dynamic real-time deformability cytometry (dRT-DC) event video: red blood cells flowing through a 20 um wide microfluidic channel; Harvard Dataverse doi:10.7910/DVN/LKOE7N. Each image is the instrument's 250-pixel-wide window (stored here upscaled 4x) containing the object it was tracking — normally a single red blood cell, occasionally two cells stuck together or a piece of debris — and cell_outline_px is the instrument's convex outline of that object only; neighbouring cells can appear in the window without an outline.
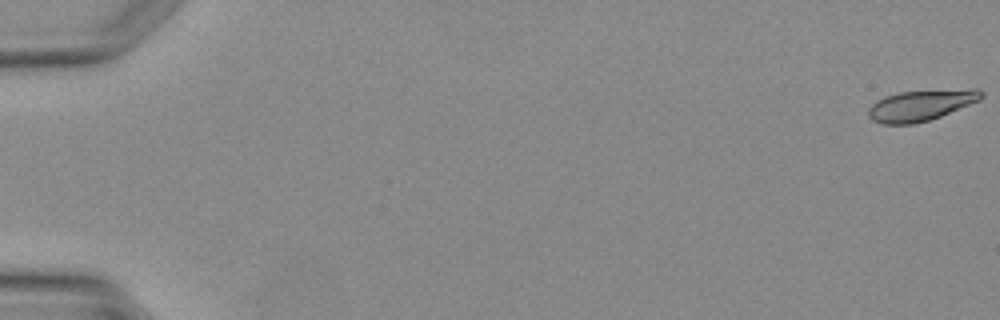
{"species": "Egyptian fruit bat (a non-hibernating species)", "species_latin": "Rousettus aegyptiacus", "temperature_condition": "warm", "stored_images_in_passage": 4, "camera_frame_rate_fps": 3000, "um_per_image_px": 0.085, "animal": {"sex": "female"}, "frame": {"image": 1, "passage_image": 1, "time_ms": 0.0, "image_size_px": [1000, 320], "cell_outline_px": [[984, 96], [980, 100], [940, 116], [928, 120], [912, 124], [884, 124], [872, 120], [868, 116], [868, 108], [876, 100], [884, 96], [900, 92], [968, 88], [980, 88], [984, 92]], "centroid_in_image_um": [78.3, 8.93], "position_along_channel_um": 6.7, "area_um2": 20.46}}
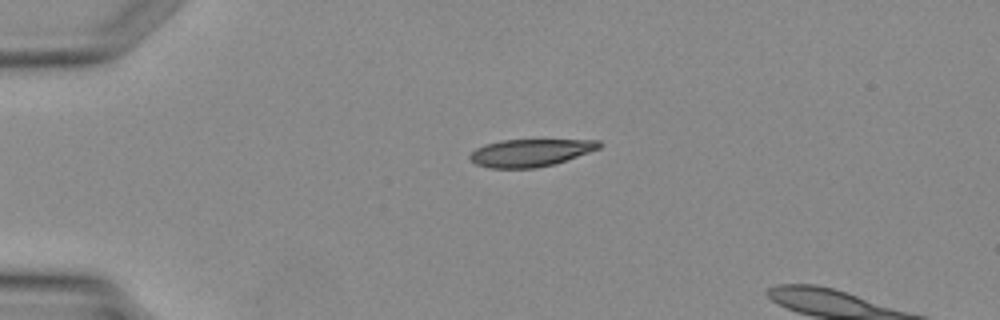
{"frame": {"image": 2, "passage_image": 3, "time_ms": 3.333, "image_size_px": [1000, 320], "cell_outline_px": [[600, 148], [552, 164], [536, 168], [488, 168], [476, 164], [468, 156], [476, 148], [484, 144], [500, 140], [600, 140]], "centroid_in_image_um": [45.02, 12.98], "position_along_channel_um": 40.0, "area_um2": 20.4}}